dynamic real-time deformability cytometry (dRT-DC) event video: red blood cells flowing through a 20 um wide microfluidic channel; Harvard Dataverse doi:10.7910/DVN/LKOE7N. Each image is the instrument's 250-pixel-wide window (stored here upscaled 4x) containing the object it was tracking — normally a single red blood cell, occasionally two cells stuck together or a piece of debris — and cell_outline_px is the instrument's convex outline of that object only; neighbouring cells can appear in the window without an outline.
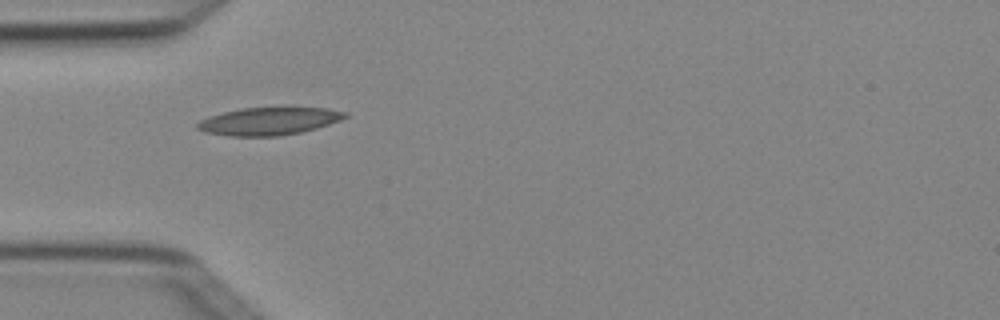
{"species": "Egyptian fruit bat (a non-hibernating species)", "species_latin": "Rousettus aegyptiacus", "temperature_condition": "cold", "stored_images_in_passage": 6, "camera_frame_rate_fps": 3000, "um_per_image_px": 0.085, "animal": {"sex": "female"}, "frame": {"image": 1, "passage_image": 6, "time_ms": 1.667, "image_size_px": [1000, 320], "cell_outline_px": [[348, 116], [340, 120], [316, 128], [300, 132], [280, 136], [228, 136], [204, 132], [196, 128], [196, 124], [200, 120], [224, 112], [240, 108], [288, 104], [328, 108], [348, 112]], "centroid_in_image_um": [22.92, 10.24], "position_along_channel_um": 62.1, "area_um2": 24.91}}